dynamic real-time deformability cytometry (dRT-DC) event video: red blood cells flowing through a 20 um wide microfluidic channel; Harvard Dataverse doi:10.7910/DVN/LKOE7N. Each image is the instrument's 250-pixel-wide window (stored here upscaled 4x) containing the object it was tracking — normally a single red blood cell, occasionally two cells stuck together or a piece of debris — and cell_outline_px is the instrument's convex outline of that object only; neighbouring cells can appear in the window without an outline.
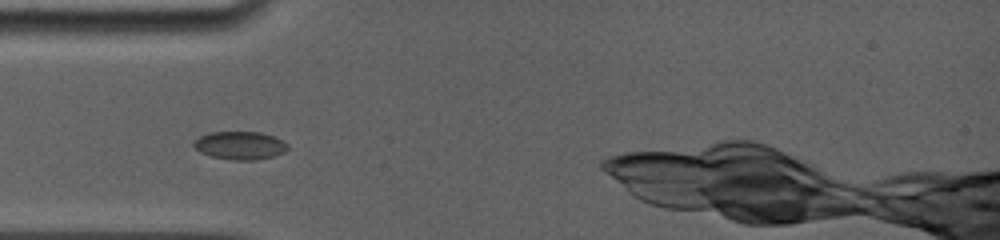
{"species": "common noctule bat (a hibernating species)", "species_latin": "Nyctalus noctula", "temperature_condition": "room temperature", "stored_images_in_passage": 22, "camera_frame_rate_fps": 5000, "um_per_image_px": 0.085, "animal": {"sex": "female", "body_mass_g": 19.0, "forearm_length_mm": 56.7}, "frame": {"image": 1, "passage_image": 4, "time_ms": 2.2, "image_size_px": [1000, 240], "cell_outline_px": [[288, 148], [284, 152], [276, 156], [256, 160], [232, 160], [212, 156], [200, 152], [192, 144], [200, 136], [212, 132], [260, 132], [272, 136], [288, 144]], "centroid_in_image_um": [20.42, 12.37], "position_along_channel_um": 64.6, "area_um2": 15.26}}
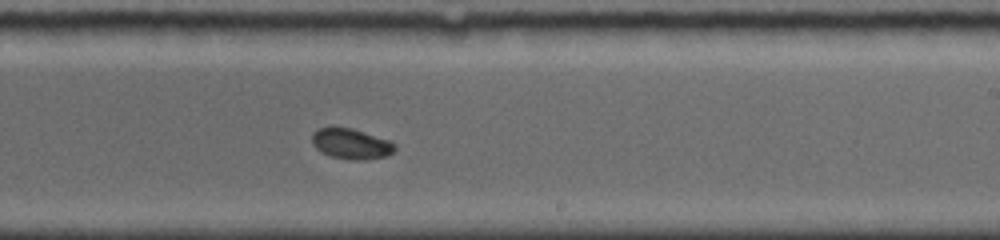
{"frame": {"image": 2, "passage_image": 11, "time_ms": 7.2, "image_size_px": [1000, 240], "cell_outline_px": [[396, 148], [388, 156], [360, 160], [352, 160], [332, 156], [316, 148], [312, 144], [312, 132], [320, 128], [332, 124], [352, 128], [388, 140], [396, 144]], "centroid_in_image_um": [29.82, 12.18], "position_along_channel_um": 259.2, "area_um2": 14.91}}
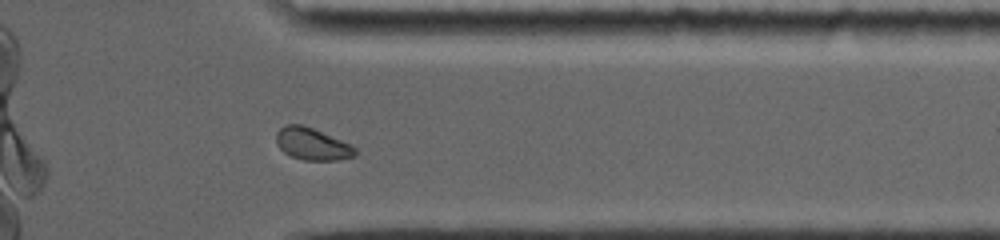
{"frame": {"image": 3, "passage_image": 15, "time_ms": 10.4, "image_size_px": [1000, 240], "cell_outline_px": [[356, 152], [352, 156], [336, 160], [304, 160], [292, 156], [284, 152], [276, 144], [276, 132], [284, 124], [300, 124], [312, 128], [352, 144], [356, 148]], "centroid_in_image_um": [26.51, 12.22], "position_along_channel_um": 384.9, "area_um2": 14.68}, "authors_computed_cell_mechanics": {"area_um2": 15.2592, "velocity_mm_per_s": 3.8931, "shape_relaxation_time_tau1_ms": 1.1184, "shape_relaxation_time_tau2_ms": null, "deformation_change_tau1": 0.0667, "deformation_change_tau2": null}}